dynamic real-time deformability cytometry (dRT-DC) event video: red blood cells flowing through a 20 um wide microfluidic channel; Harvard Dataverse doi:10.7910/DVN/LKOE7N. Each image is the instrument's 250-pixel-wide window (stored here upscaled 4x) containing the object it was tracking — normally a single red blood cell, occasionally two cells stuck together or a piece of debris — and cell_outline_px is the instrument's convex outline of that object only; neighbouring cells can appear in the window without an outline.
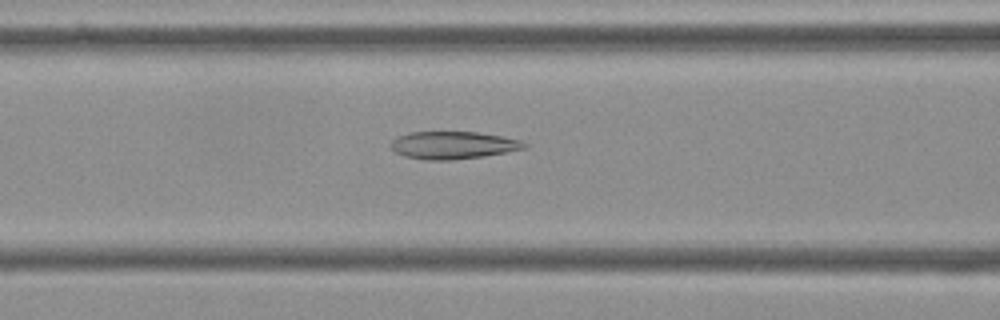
{"species": "Egyptian fruit bat (a non-hibernating species)", "species_latin": "Rousettus aegyptiacus", "temperature_condition": "cold", "stored_images_in_passage": 23, "camera_frame_rate_fps": 3000, "um_per_image_px": 0.085, "frame": {"image": 1, "passage_image": 5, "time_ms": 1.333, "image_size_px": [1000, 320], "cell_outline_px": [[528, 148], [484, 156], [452, 160], [428, 160], [404, 156], [396, 152], [388, 144], [396, 136], [408, 132], [476, 132], [500, 136], [520, 140], [528, 144]], "centroid_in_image_um": [38.49, 12.34], "position_along_channel_um": 128.1, "area_um2": 21.5}}
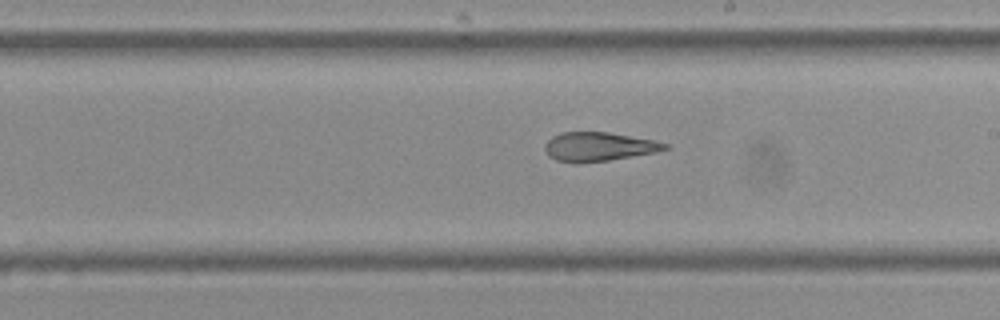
{"frame": {"image": 2, "passage_image": 14, "time_ms": 4.333, "image_size_px": [1000, 320], "cell_outline_px": [[672, 148], [656, 152], [608, 160], [576, 164], [556, 160], [548, 156], [544, 148], [544, 144], [552, 136], [560, 132], [608, 132], [656, 140], [672, 144]], "centroid_in_image_um": [50.92, 12.47], "position_along_channel_um": 238.1, "area_um2": 20.63}}
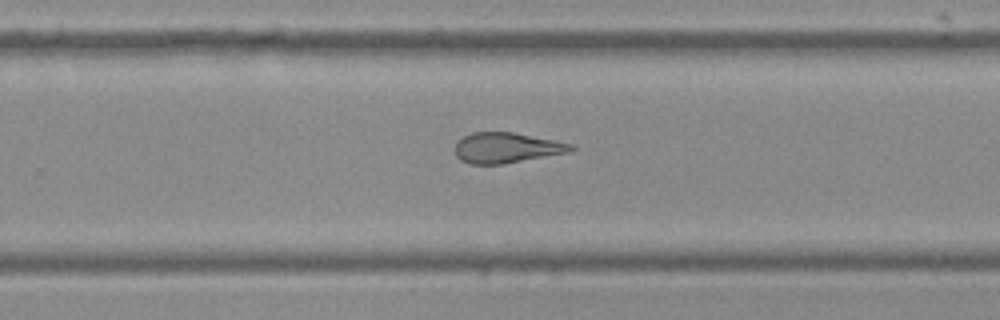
{"frame": {"image": 3, "passage_image": 18, "time_ms": 5.667, "image_size_px": [1000, 320], "cell_outline_px": [[576, 148], [572, 152], [504, 164], [472, 164], [460, 160], [456, 156], [456, 140], [472, 132], [512, 132], [572, 144]], "centroid_in_image_um": [43.06, 12.57], "position_along_channel_um": 286.7, "area_um2": 20.58}}